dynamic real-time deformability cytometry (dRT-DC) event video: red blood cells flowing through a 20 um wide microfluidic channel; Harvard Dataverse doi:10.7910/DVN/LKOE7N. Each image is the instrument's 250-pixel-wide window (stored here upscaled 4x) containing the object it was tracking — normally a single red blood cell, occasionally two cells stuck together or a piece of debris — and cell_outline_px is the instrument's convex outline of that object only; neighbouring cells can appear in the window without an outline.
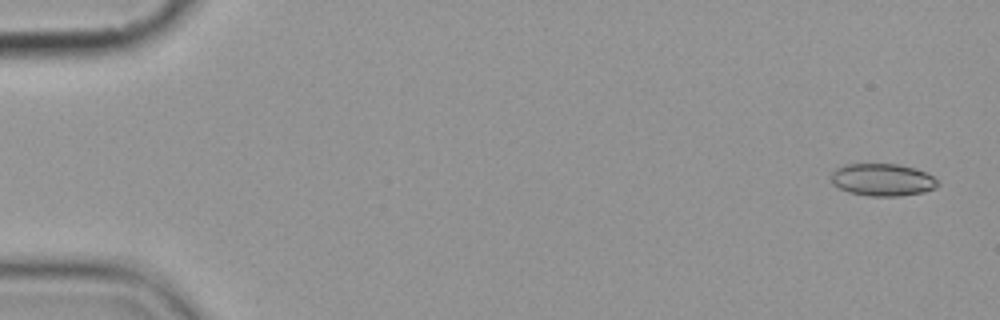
{"species": "common noctule bat (a hibernating species)", "species_latin": "Nyctalus noctula", "temperature_condition": "cold", "stored_images_in_passage": 6, "camera_frame_rate_fps": 3000, "um_per_image_px": 0.085, "animal": {"sex": "female", "body_mass_g": 19.9}, "frame": {"image": 1, "passage_image": 1, "time_ms": 0.0, "image_size_px": [1000, 320], "cell_outline_px": [[940, 184], [924, 192], [900, 196], [868, 196], [848, 192], [832, 184], [832, 172], [836, 168], [844, 164], [896, 164], [916, 168], [932, 176]], "centroid_in_image_um": [74.99, 15.28], "position_along_channel_um": 10.0, "area_um2": 20.06}}